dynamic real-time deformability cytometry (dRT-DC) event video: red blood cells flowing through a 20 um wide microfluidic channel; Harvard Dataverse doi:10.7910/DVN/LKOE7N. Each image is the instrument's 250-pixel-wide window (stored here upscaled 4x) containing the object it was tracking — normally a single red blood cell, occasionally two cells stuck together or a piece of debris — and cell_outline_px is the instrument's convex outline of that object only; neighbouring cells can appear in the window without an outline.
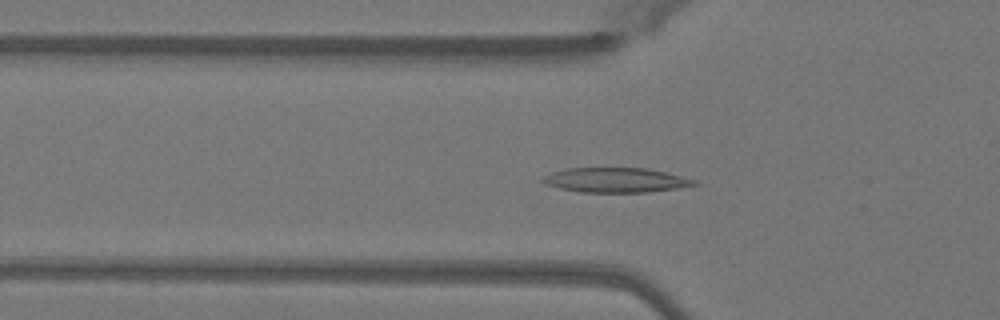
{"species": "Egyptian fruit bat (a non-hibernating species)", "species_latin": "Rousettus aegyptiacus", "temperature_condition": "warm", "stored_images_in_passage": 50, "camera_frame_rate_fps": 3000, "um_per_image_px": 0.085, "animal": {"sex": "female"}, "frame": {"image": 1, "passage_image": 17, "time_ms": 5.333, "image_size_px": [1000, 320], "cell_outline_px": [[700, 184], [676, 188], [644, 192], [580, 192], [560, 188], [544, 184], [540, 180], [544, 176], [552, 172], [564, 168], [644, 168], [664, 172], [696, 180]], "centroid_in_image_um": [52.28, 15.3], "position_along_channel_um": 73.5, "area_um2": 21.62}}
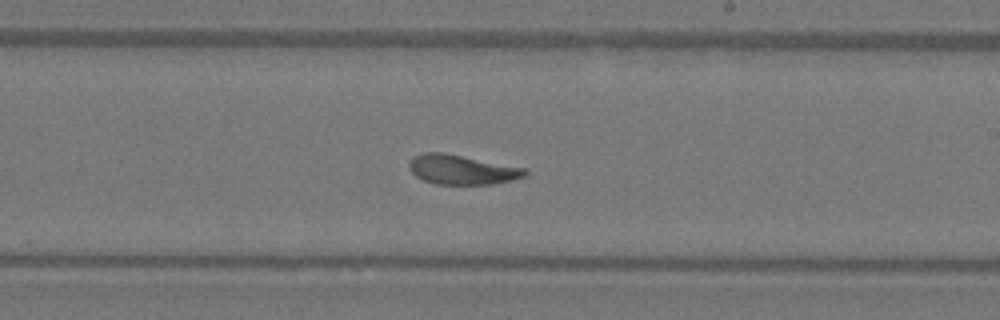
{"frame": {"image": 2, "passage_image": 30, "time_ms": 9.667, "image_size_px": [1000, 320], "cell_outline_px": [[528, 172], [524, 176], [512, 180], [492, 184], [436, 184], [424, 180], [416, 176], [408, 168], [408, 164], [412, 156], [424, 152], [444, 152], [524, 168]], "centroid_in_image_um": [39.21, 14.41], "position_along_channel_um": 249.8, "area_um2": 19.88}}
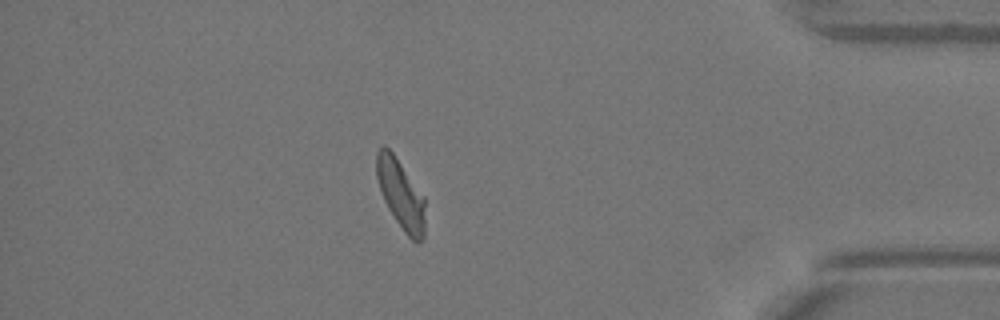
{"frame": {"image": 3, "passage_image": 44, "time_ms": 14.333, "image_size_px": [1000, 320], "cell_outline_px": [[424, 240], [416, 244], [404, 232], [388, 208], [384, 200], [376, 176], [376, 152], [384, 144], [392, 152], [424, 196]], "centroid_in_image_um": [34.06, 16.53], "position_along_channel_um": 401.1, "area_um2": 19.48}, "authors_computed_cell_mechanics": {"area_um2": 20.3745, "velocity_mm_per_s": 4.0558, "shape_relaxation_time_tau1_ms": 5.851, "shape_relaxation_time_tau2_ms": 1.6836, "deformation_change_tau1": 0.2045, "deformation_change_tau2": 0.089}}